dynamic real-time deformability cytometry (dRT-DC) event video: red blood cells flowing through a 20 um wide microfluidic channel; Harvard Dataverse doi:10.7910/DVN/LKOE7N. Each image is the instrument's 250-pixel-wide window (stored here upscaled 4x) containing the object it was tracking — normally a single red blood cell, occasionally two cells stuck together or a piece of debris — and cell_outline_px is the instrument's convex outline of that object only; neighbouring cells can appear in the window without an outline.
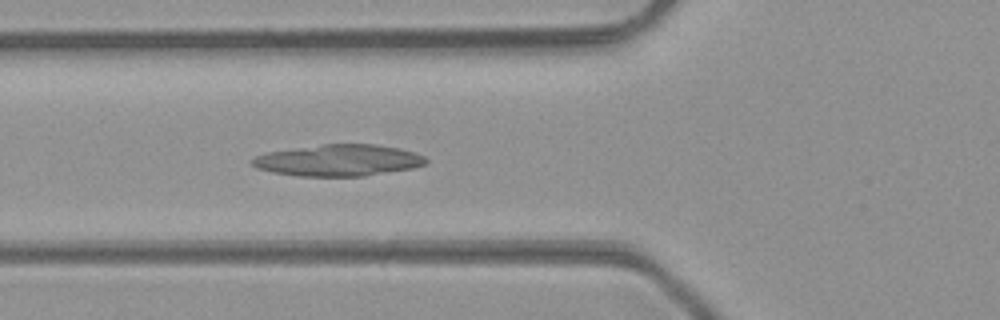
{"species": "common noctule bat (a hibernating species)", "species_latin": "Nyctalus noctula", "temperature_condition": "room temperature", "stored_images_in_passage": 25, "camera_frame_rate_fps": 3000, "um_per_image_px": 0.085, "animal": {"sex": "male", "body_mass_g": 23.1, "forearm_length_mm": 52.7}, "frame": {"image": 1, "passage_image": 8, "time_ms": 2.333, "image_size_px": [1000, 320], "cell_outline_px": [[428, 160], [424, 164], [412, 168], [364, 176], [300, 176], [272, 172], [256, 168], [248, 160], [264, 152], [324, 144], [376, 144], [400, 148], [424, 156]], "centroid_in_image_um": [28.72, 13.62], "position_along_channel_um": 97.1, "area_um2": 31.91}}
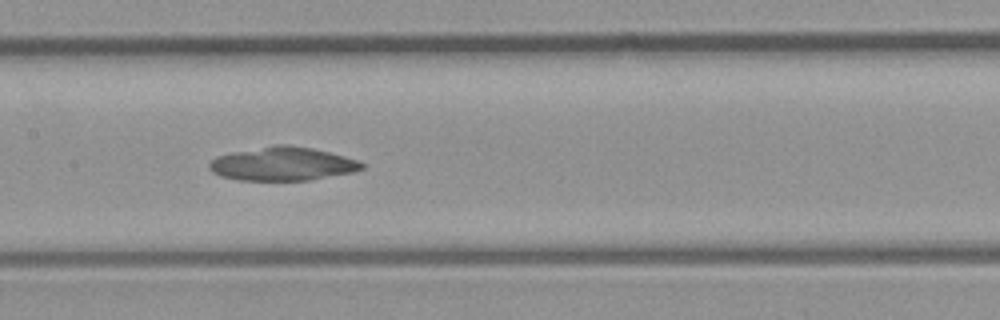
{"frame": {"image": 2, "passage_image": 14, "time_ms": 4.333, "image_size_px": [1000, 320], "cell_outline_px": [[364, 168], [352, 172], [312, 180], [236, 180], [220, 176], [212, 172], [208, 168], [208, 164], [216, 156], [232, 152], [276, 144], [288, 144], [312, 148], [360, 160], [364, 164]], "centroid_in_image_um": [24.0, 13.93], "position_along_channel_um": 183.4, "area_um2": 30.0}}
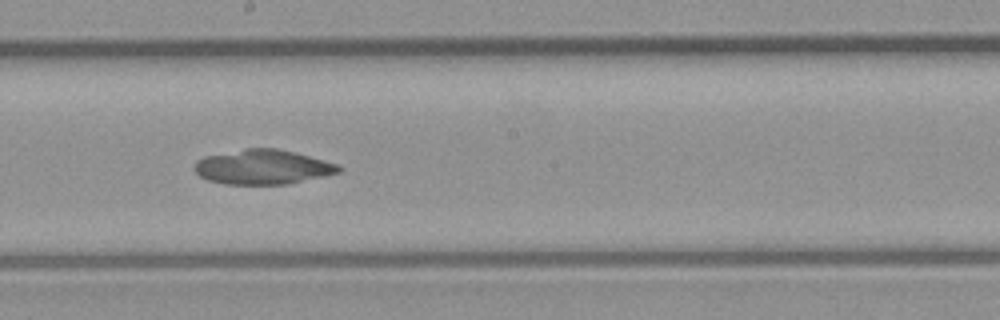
{"frame": {"image": 3, "passage_image": 17, "time_ms": 5.333, "image_size_px": [1000, 320], "cell_outline_px": [[344, 168], [340, 172], [324, 176], [288, 184], [224, 184], [208, 180], [200, 176], [192, 168], [196, 160], [204, 156], [244, 148], [276, 148], [340, 164]], "centroid_in_image_um": [22.32, 14.19], "position_along_channel_um": 225.9, "area_um2": 29.25}}